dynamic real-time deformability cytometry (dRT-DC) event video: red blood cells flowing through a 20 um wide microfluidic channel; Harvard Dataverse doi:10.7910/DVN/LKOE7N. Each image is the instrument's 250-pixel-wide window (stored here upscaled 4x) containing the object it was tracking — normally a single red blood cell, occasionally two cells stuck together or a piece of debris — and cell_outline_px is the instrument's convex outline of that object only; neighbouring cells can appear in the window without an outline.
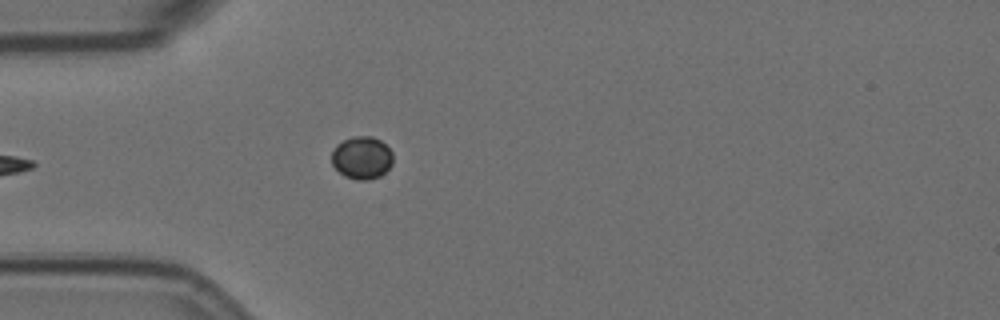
{"species": "Egyptian fruit bat (a non-hibernating species)", "species_latin": "Rousettus aegyptiacus", "temperature_condition": "room temperature", "stored_images_in_passage": 26, "camera_frame_rate_fps": 3000, "um_per_image_px": 0.085, "animal": {"sex": "female"}, "frame": {"image": 1, "passage_image": 1, "time_ms": 0.0, "image_size_px": [1000, 320], "cell_outline_px": [[392, 164], [380, 176], [368, 180], [356, 180], [344, 176], [332, 164], [332, 152], [336, 144], [352, 136], [372, 136], [380, 140], [392, 152]], "centroid_in_image_um": [30.75, 13.4], "position_along_channel_um": 54.3, "area_um2": 15.2}}
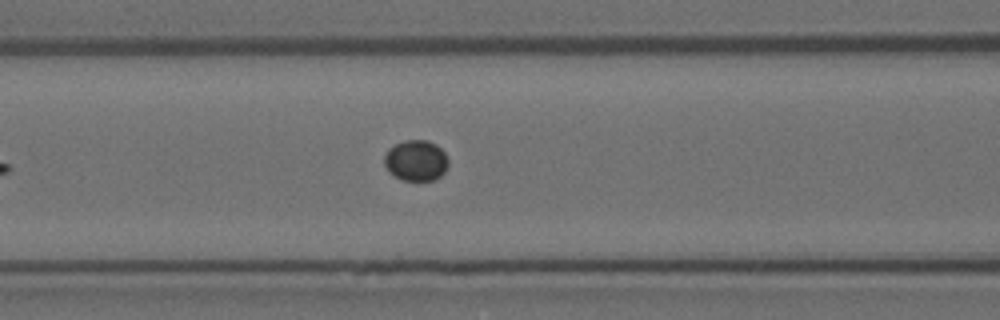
{"frame": {"image": 2, "passage_image": 8, "time_ms": 2.333, "image_size_px": [1000, 320], "cell_outline_px": [[448, 164], [444, 172], [436, 180], [400, 180], [388, 172], [384, 164], [384, 156], [388, 148], [404, 140], [428, 140], [436, 144], [444, 152], [448, 160]], "centroid_in_image_um": [35.34, 13.64], "position_along_channel_um": 131.3, "area_um2": 15.37}}
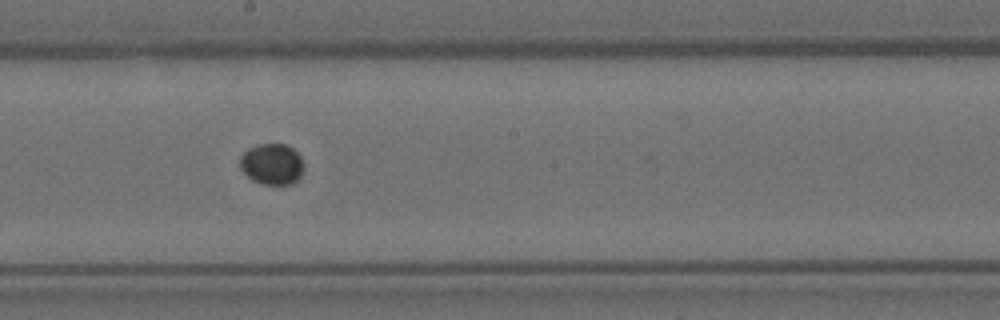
{"frame": {"image": 3, "passage_image": 16, "time_ms": 5.0, "image_size_px": [1000, 320], "cell_outline_px": [[304, 168], [300, 176], [292, 184], [260, 184], [252, 180], [240, 168], [240, 156], [248, 148], [256, 144], [284, 144], [292, 148], [300, 156]], "centroid_in_image_um": [23.1, 13.95], "position_along_channel_um": 225.1, "area_um2": 15.26}}